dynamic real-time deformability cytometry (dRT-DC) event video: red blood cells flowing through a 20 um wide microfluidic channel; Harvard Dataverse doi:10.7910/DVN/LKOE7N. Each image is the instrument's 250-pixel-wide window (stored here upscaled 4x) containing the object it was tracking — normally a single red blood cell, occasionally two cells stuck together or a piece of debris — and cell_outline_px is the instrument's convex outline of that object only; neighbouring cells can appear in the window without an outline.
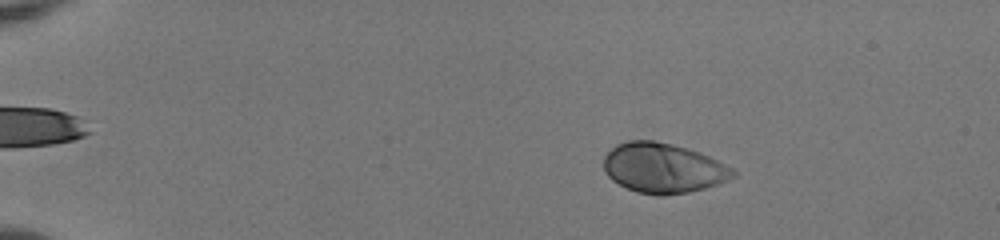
{"species": "human", "species_latin": "Homo sapiens", "temperature_condition": "room temperature", "stored_images_in_passage": 53, "camera_frame_rate_fps": 3000, "um_per_image_px": 0.085, "donor": {"sex": "female"}, "frame": {"image": 1, "passage_image": 10, "time_ms": 3.0, "image_size_px": [1000, 240], "cell_outline_px": [[736, 176], [728, 180], [704, 188], [688, 192], [664, 196], [656, 196], [636, 192], [612, 180], [604, 172], [604, 156], [616, 144], [628, 140], [652, 140], [672, 144], [688, 148], [700, 152], [732, 168], [736, 172]], "centroid_in_image_um": [56.35, 14.28], "position_along_channel_um": 28.6, "area_um2": 37.69}}
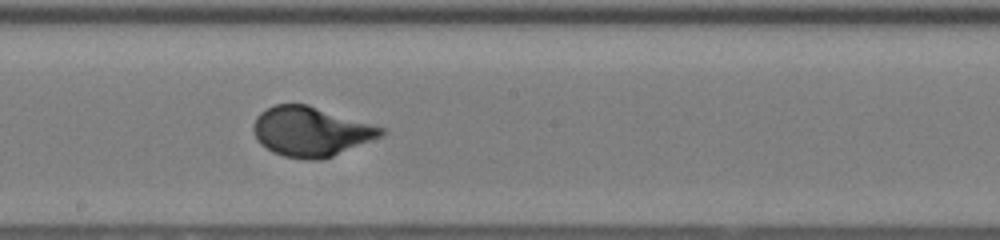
{"frame": {"image": 2, "passage_image": 32, "time_ms": 10.333, "image_size_px": [1000, 240], "cell_outline_px": [[388, 132], [380, 136], [332, 156], [320, 160], [308, 160], [284, 156], [272, 152], [260, 144], [256, 140], [252, 128], [252, 124], [256, 116], [260, 112], [276, 104], [308, 104], [384, 128]], "centroid_in_image_um": [26.37, 11.18], "position_along_channel_um": 221.8, "area_um2": 36.76}}
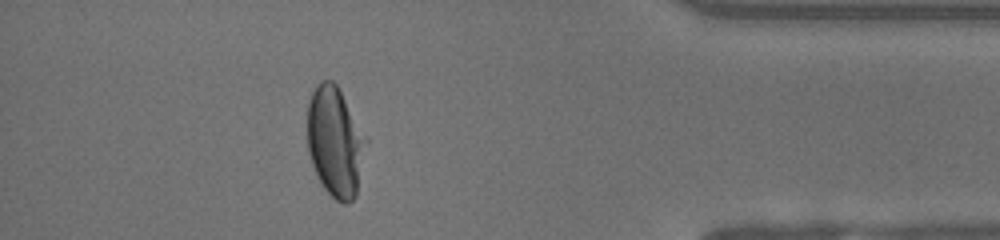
{"frame": {"image": 3, "passage_image": 48, "time_ms": 15.667, "image_size_px": [1000, 240], "cell_outline_px": [[368, 140], [356, 196], [348, 204], [344, 204], [336, 200], [320, 184], [316, 176], [308, 152], [308, 100], [316, 84], [320, 80], [332, 80], [336, 84]], "centroid_in_image_um": [28.48, 12.07], "position_along_channel_um": 406.7, "area_um2": 37.69}, "authors_computed_cell_mechanics": {"area_um2": 36.8764, "velocity_mm_per_s": 4.0217, "shape_relaxation_time_tau1_ms": 3.0563, "shape_relaxation_time_tau2_ms": null, "deformation_change_tau1": 0.1881, "deformation_change_tau2": null}}